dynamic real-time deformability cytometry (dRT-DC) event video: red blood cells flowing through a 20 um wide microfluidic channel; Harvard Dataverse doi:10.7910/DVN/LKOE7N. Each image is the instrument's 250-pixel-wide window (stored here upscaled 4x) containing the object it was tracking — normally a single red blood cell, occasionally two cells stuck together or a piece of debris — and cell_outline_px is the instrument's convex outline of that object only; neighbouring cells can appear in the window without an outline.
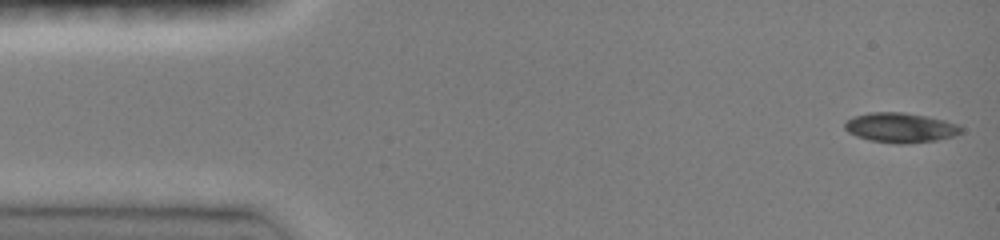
{"species": "common noctule bat (a hibernating species)", "species_latin": "Nyctalus noctula", "temperature_condition": "room temperature", "stored_images_in_passage": 47, "camera_frame_rate_fps": 3000, "um_per_image_px": 0.085, "animal": {"sex": "female", "body_mass_g": 19.0, "forearm_length_mm": 51.5}, "frame": {"image": 1, "passage_image": 1, "time_ms": 0.0, "image_size_px": [1000, 240], "cell_outline_px": [[960, 132], [952, 136], [936, 140], [904, 144], [896, 144], [868, 140], [856, 136], [848, 132], [844, 128], [844, 124], [852, 116], [868, 112], [904, 112], [928, 116], [944, 120], [956, 124], [960, 128]], "centroid_in_image_um": [76.47, 10.84], "position_along_channel_um": 8.5, "area_um2": 20.17}}
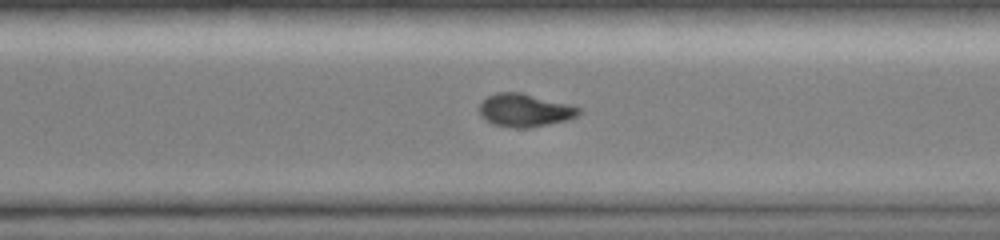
{"frame": {"image": 2, "passage_image": 33, "time_ms": 10.667, "image_size_px": [1000, 240], "cell_outline_px": [[580, 112], [576, 116], [568, 120], [528, 128], [520, 128], [492, 124], [480, 116], [480, 104], [488, 96], [496, 92], [520, 92], [568, 104], [580, 108]], "centroid_in_image_um": [44.59, 9.37], "position_along_channel_um": 326.0, "area_um2": 18.9}}
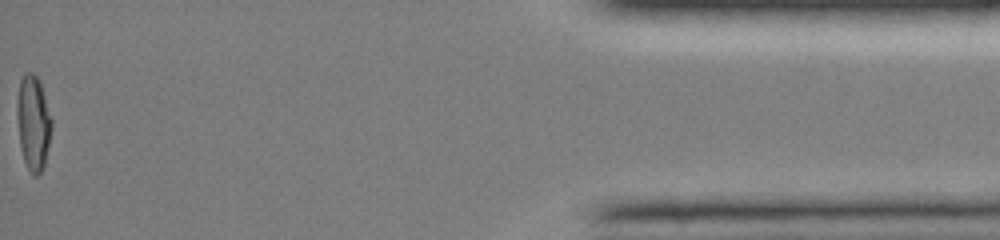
{"frame": {"image": 3, "passage_image": 47, "time_ms": 15.333, "image_size_px": [1000, 240], "cell_outline_px": [[52, 128], [44, 164], [40, 172], [36, 176], [32, 176], [24, 160], [20, 148], [16, 112], [16, 104], [20, 80], [24, 72], [32, 72], [40, 80], [52, 120]], "centroid_in_image_um": [2.81, 10.4], "position_along_channel_um": 432.4, "area_um2": 19.25}, "authors_computed_cell_mechanics": {"area_um2": 19.7098, "velocity_mm_per_s": 4.0502, "shape_relaxation_time_tau1_ms": 10.4742, "shape_relaxation_time_tau2_ms": null, "deformation_change_tau1": 0.2731, "deformation_change_tau2": null}}